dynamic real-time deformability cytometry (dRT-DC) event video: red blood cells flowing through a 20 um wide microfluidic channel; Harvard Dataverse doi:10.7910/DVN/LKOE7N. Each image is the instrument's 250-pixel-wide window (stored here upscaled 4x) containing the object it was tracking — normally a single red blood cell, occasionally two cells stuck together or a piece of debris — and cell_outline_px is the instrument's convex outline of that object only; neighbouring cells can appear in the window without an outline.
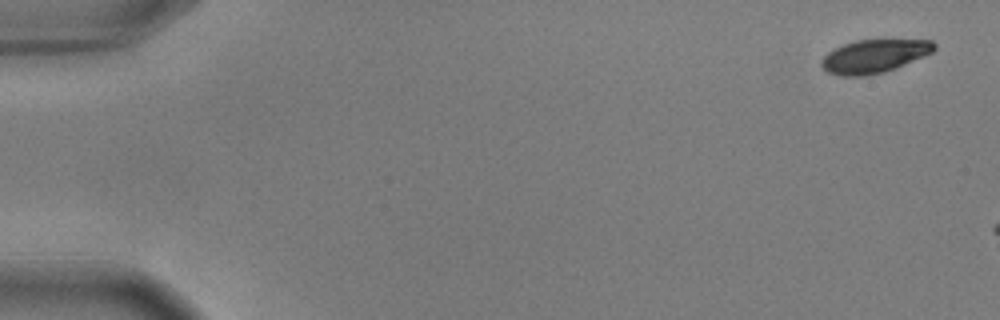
{"species": "common noctule bat (a hibernating species)", "species_latin": "Nyctalus noctula", "temperature_condition": "warm", "stored_images_in_passage": 10, "camera_frame_rate_fps": 3000, "um_per_image_px": 0.085, "animal": {"sex": "male", "body_mass_g": 17.9, "forearm_length_mm": 54.2}, "frame": {"image": 1, "passage_image": 1, "time_ms": 0.0, "image_size_px": [1000, 320], "cell_outline_px": [[936, 48], [932, 52], [924, 56], [896, 68], [884, 72], [864, 76], [840, 76], [828, 72], [820, 64], [820, 60], [828, 52], [844, 44], [856, 40], [932, 40], [936, 44]], "centroid_in_image_um": [74.31, 4.78], "position_along_channel_um": 10.7, "area_um2": 21.79}}